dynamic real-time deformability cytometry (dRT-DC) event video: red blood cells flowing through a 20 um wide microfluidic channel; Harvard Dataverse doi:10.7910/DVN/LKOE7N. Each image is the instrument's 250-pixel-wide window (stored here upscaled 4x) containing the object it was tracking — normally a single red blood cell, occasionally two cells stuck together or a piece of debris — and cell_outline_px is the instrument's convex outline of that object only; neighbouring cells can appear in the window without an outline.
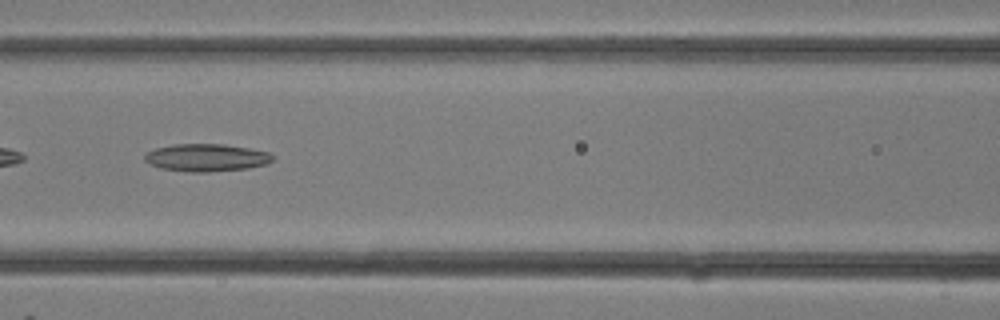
{"species": "common noctule bat (a hibernating species)", "species_latin": "Nyctalus noctula", "temperature_condition": "room temperature", "stored_images_in_passage": 14, "camera_frame_rate_fps": 3000, "um_per_image_px": 0.085, "animal": {"sex": "female"}, "frame": {"image": 1, "passage_image": 7, "time_ms": 2.0, "image_size_px": [1000, 320], "cell_outline_px": [[276, 156], [268, 164], [248, 168], [208, 172], [192, 172], [160, 168], [144, 160], [144, 156], [148, 152], [156, 148], [176, 144], [224, 144], [248, 148], [268, 152]], "centroid_in_image_um": [17.59, 13.4], "position_along_channel_um": 149.0, "area_um2": 20.46}}